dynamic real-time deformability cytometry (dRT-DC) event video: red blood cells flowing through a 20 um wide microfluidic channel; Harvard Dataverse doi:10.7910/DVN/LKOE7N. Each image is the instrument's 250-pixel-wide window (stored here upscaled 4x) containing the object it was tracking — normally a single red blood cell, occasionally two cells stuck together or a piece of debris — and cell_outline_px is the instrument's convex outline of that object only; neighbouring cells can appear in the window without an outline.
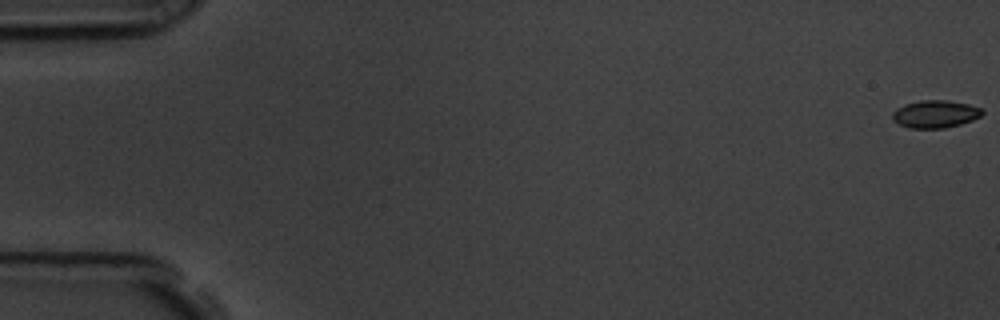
{"species": "common noctule bat (a hibernating species)", "species_latin": "Nyctalus noctula", "temperature_condition": "room temperature", "stored_images_in_passage": 17, "camera_frame_rate_fps": 3000, "um_per_image_px": 0.085, "animal": {"sex": "male", "body_mass_g": 19.5, "forearm_length_mm": 54.6}, "frame": {"image": 1, "passage_image": 1, "time_ms": 0.0, "image_size_px": [1000, 320], "cell_outline_px": [[984, 112], [980, 116], [972, 120], [960, 124], [944, 128], [908, 128], [892, 120], [892, 112], [896, 108], [904, 104], [920, 100], [948, 100], [968, 104], [984, 108]], "centroid_in_image_um": [79.49, 9.68], "position_along_channel_um": 5.5, "area_um2": 14.57}}
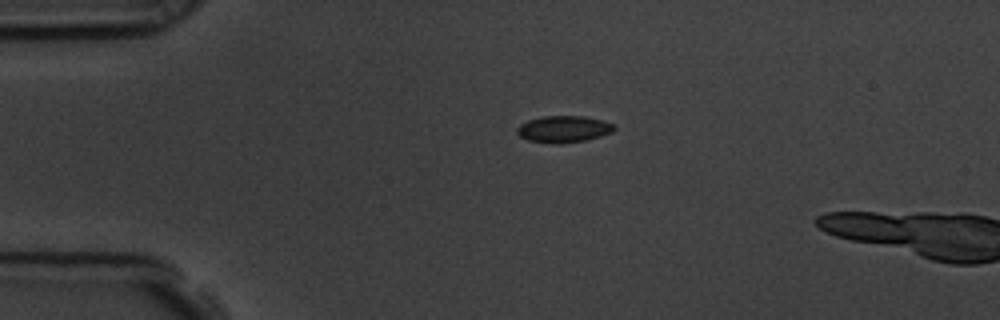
{"frame": {"image": 2, "passage_image": 14, "time_ms": 4.333, "image_size_px": [1000, 320], "cell_outline_px": [[616, 128], [612, 132], [600, 136], [584, 140], [560, 144], [556, 144], [528, 140], [520, 136], [516, 132], [516, 128], [520, 124], [528, 120], [544, 116], [584, 116], [604, 120], [616, 124]], "centroid_in_image_um": [47.93, 10.96], "position_along_channel_um": 37.1, "area_um2": 15.2}}